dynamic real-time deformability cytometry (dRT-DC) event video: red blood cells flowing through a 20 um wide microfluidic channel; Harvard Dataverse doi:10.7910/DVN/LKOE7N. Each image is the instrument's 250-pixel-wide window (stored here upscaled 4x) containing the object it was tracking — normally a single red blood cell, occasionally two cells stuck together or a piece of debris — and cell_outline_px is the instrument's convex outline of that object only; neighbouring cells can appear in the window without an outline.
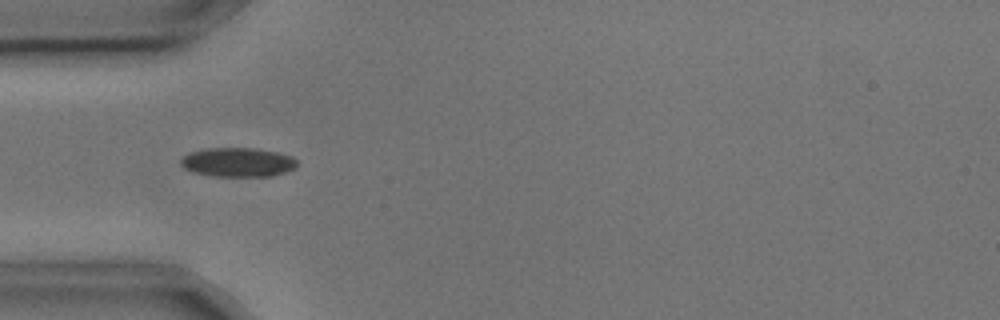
{"species": "common noctule bat (a hibernating species)", "species_latin": "Nyctalus noctula", "temperature_condition": "cold", "stored_images_in_passage": 13, "camera_frame_rate_fps": 3000, "um_per_image_px": 0.085, "animal": {"sex": "male", "body_mass_g": 17.9, "forearm_length_mm": 54.2}, "frame": {"image": 1, "passage_image": 3, "time_ms": 0.667, "image_size_px": [1000, 320], "cell_outline_px": [[296, 168], [272, 176], [216, 176], [192, 172], [184, 168], [180, 164], [180, 160], [184, 156], [192, 152], [208, 148], [256, 148], [280, 152], [292, 156], [296, 160]], "centroid_in_image_um": [20.24, 13.78], "position_along_channel_um": 64.8, "area_um2": 19.77}}
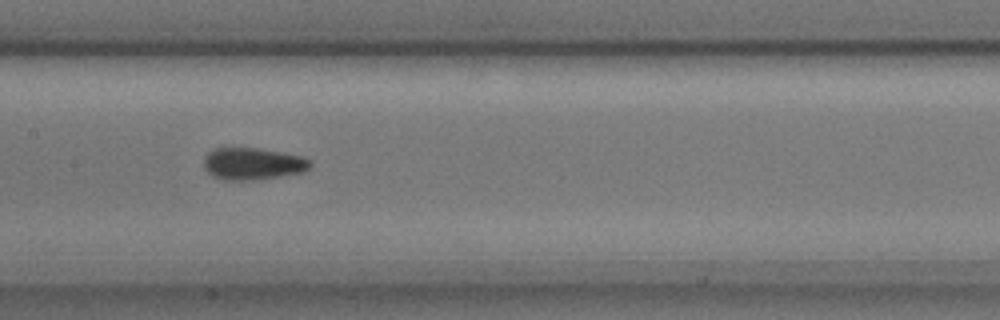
{"frame": {"image": 2, "passage_image": 6, "time_ms": 1.667, "image_size_px": [1000, 320], "cell_outline_px": [[312, 164], [304, 172], [280, 176], [252, 180], [228, 180], [216, 176], [208, 172], [204, 168], [204, 160], [208, 152], [216, 148], [260, 148], [284, 152], [304, 156], [312, 160]], "centroid_in_image_um": [21.55, 13.9], "position_along_channel_um": 185.9, "area_um2": 19.88}}
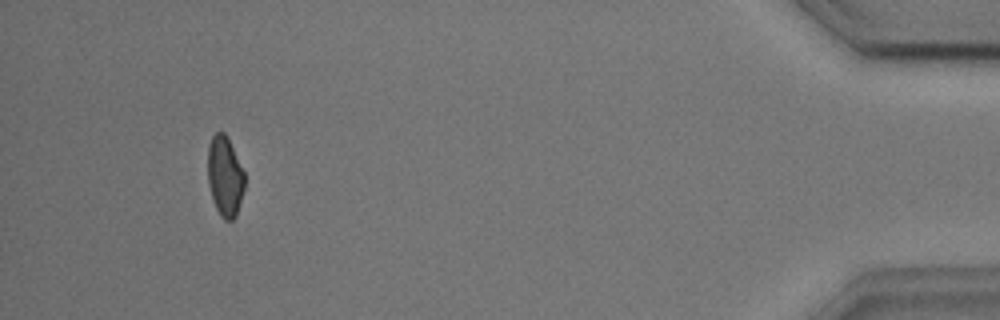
{"frame": {"image": 3, "passage_image": 12, "time_ms": 3.667, "image_size_px": [1000, 320], "cell_outline_px": [[244, 188], [236, 216], [232, 220], [224, 220], [220, 216], [216, 208], [208, 184], [208, 144], [212, 136], [216, 132], [224, 132], [244, 172]], "centroid_in_image_um": [19.1, 15.0], "position_along_channel_um": 416.1, "area_um2": 16.94}}